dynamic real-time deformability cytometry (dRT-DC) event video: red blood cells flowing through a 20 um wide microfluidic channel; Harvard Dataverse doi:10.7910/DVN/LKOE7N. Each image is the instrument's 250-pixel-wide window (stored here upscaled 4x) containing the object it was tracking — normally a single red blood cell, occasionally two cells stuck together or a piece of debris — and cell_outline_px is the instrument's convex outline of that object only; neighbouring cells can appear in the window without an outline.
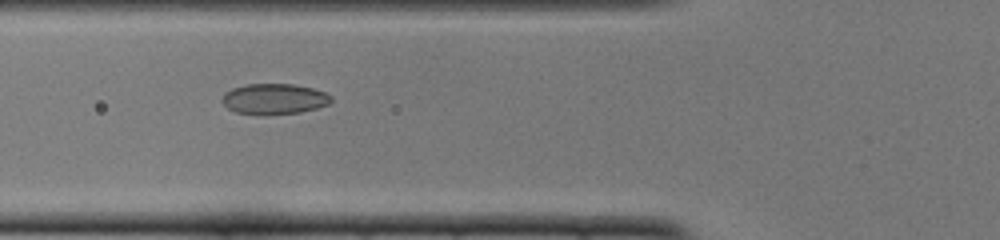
{"species": "common noctule bat (a hibernating species)", "species_latin": "Nyctalus noctula", "temperature_condition": "cold", "stored_images_in_passage": 49, "camera_frame_rate_fps": 3000, "um_per_image_px": 0.085, "animal": {"sex": "female", "body_mass_g": 22.0, "forearm_length_mm": 56.7}, "frame": {"image": 1, "passage_image": 17, "time_ms": 5.333, "image_size_px": [1000, 240], "cell_outline_px": [[332, 100], [328, 104], [316, 108], [300, 112], [236, 112], [228, 108], [220, 100], [224, 92], [232, 88], [244, 84], [292, 84], [312, 88], [324, 92], [332, 96]], "centroid_in_image_um": [23.29, 8.36], "position_along_channel_um": 102.5, "area_um2": 18.79}}
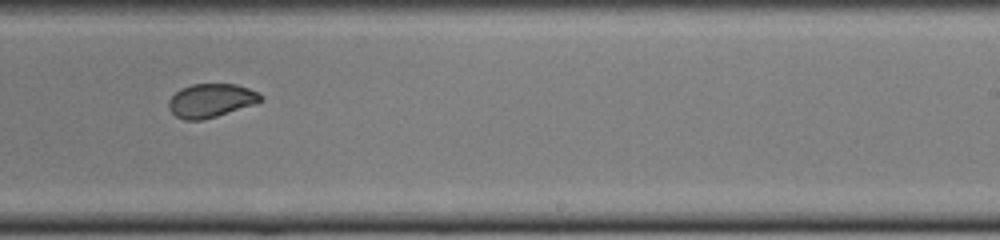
{"frame": {"image": 2, "passage_image": 30, "time_ms": 9.667, "image_size_px": [1000, 240], "cell_outline_px": [[264, 100], [256, 104], [204, 120], [184, 120], [176, 116], [168, 108], [168, 100], [180, 88], [192, 84], [236, 84], [248, 88], [264, 96]], "centroid_in_image_um": [17.94, 8.55], "position_along_channel_um": 271.1, "area_um2": 18.21}}
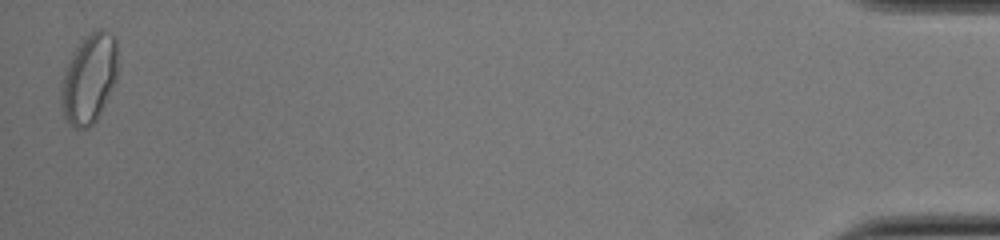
{"frame": {"image": 3, "passage_image": 49, "time_ms": 16.0, "image_size_px": [1000, 240], "cell_outline_px": [[116, 80], [96, 120], [88, 128], [76, 128], [64, 120], [60, 108], [60, 88], [64, 72], [68, 60], [72, 52], [84, 36], [92, 28], [104, 28], [112, 32], [116, 36]], "centroid_in_image_um": [7.54, 6.63], "position_along_channel_um": 427.7, "area_um2": 30.11}, "authors_computed_cell_mechanics": {"area_um2": 19.7098, "velocity_mm_per_s": 3.8986, "shape_relaxation_time_tau1_ms": 5.5655, "shape_relaxation_time_tau2_ms": null, "deformation_change_tau1": 0.1459, "deformation_change_tau2": null}}